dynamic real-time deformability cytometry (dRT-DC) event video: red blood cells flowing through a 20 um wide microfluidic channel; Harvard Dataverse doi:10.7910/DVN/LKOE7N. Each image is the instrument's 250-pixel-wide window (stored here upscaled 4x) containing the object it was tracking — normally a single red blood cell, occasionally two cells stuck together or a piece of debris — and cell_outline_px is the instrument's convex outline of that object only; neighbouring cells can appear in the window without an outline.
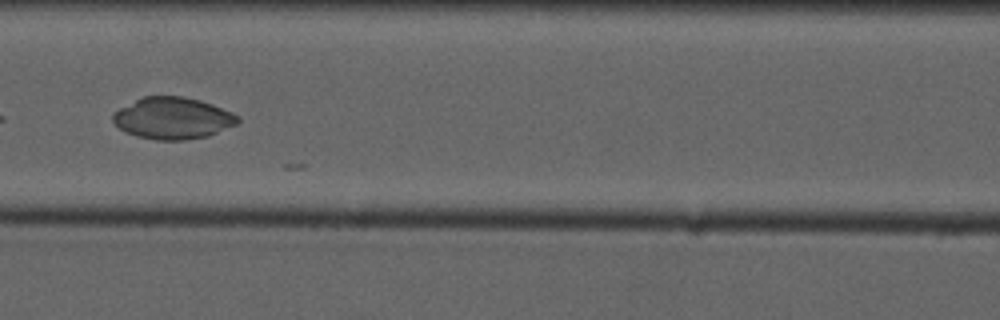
{"species": "common noctule bat (a hibernating species)", "species_latin": "Nyctalus noctula", "temperature_condition": "cold", "stored_images_in_passage": 8, "camera_frame_rate_fps": 3000, "um_per_image_px": 0.085, "animal": {"sex": "male", "forearm_length_mm": 52.5}, "frame": {"image": 1, "passage_image": 6, "time_ms": 7.0, "image_size_px": [1000, 320], "cell_outline_px": [[240, 120], [236, 124], [208, 136], [184, 140], [156, 140], [136, 136], [124, 132], [112, 120], [112, 116], [120, 108], [144, 96], [184, 96], [200, 100], [212, 104], [232, 112], [240, 116]], "centroid_in_image_um": [14.7, 10.05], "position_along_channel_um": 151.9, "area_um2": 30.29}}
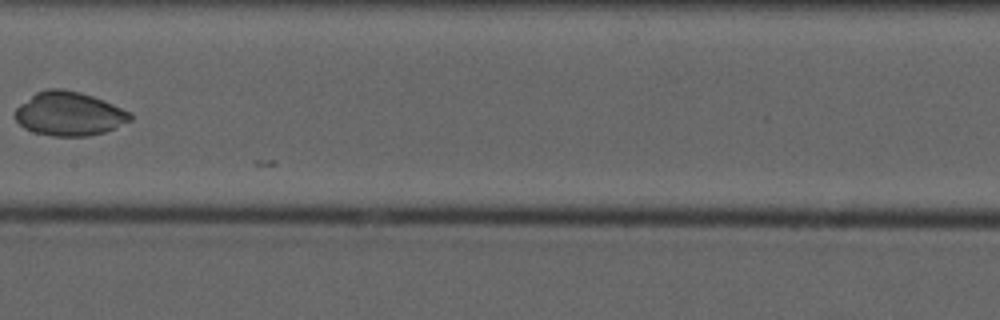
{"frame": {"image": 2, "passage_image": 7, "time_ms": 8.333, "image_size_px": [1000, 320], "cell_outline_px": [[132, 120], [104, 132], [88, 136], [52, 136], [36, 132], [24, 128], [16, 120], [16, 108], [20, 104], [36, 92], [48, 88], [60, 88], [80, 92], [104, 100], [132, 112]], "centroid_in_image_um": [5.9, 9.66], "position_along_channel_um": 201.5, "area_um2": 29.36}}
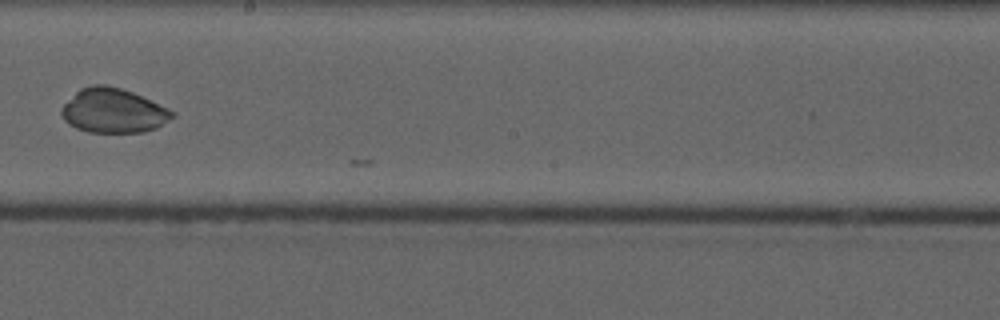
{"frame": {"image": 3, "passage_image": 8, "time_ms": 9.333, "image_size_px": [1000, 320], "cell_outline_px": [[176, 116], [156, 128], [144, 132], [88, 132], [76, 128], [68, 124], [64, 120], [60, 112], [60, 108], [80, 88], [92, 84], [104, 84], [120, 88], [132, 92], [168, 108], [176, 112]], "centroid_in_image_um": [9.62, 9.41], "position_along_channel_um": 238.6, "area_um2": 28.73}}